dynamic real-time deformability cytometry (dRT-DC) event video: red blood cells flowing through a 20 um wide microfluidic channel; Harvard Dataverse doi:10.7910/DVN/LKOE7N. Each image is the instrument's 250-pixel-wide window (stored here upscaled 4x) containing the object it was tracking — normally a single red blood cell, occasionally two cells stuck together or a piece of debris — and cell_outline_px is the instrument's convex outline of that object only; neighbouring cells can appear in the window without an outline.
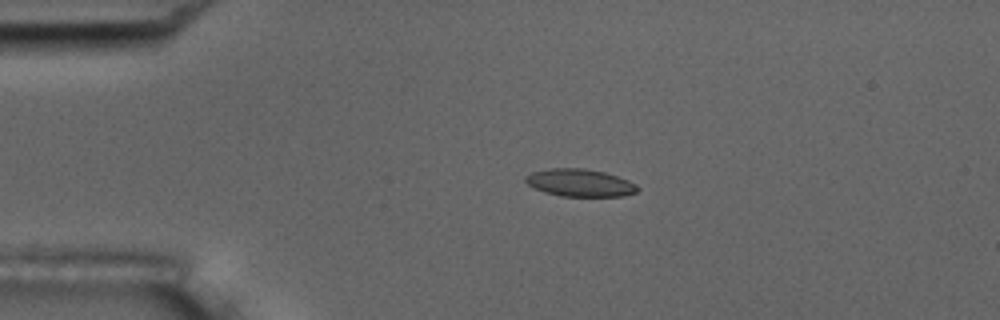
{"species": "common noctule bat (a hibernating species)", "species_latin": "Nyctalus noctula", "temperature_condition": "room temperature", "stored_images_in_passage": 6, "segment_of_instrument_passage": [1, 2], "camera_frame_rate_fps": 3000, "um_per_image_px": 0.085, "animal": {"sex": "male", "body_mass_g": 17.5, "forearm_length_mm": 52.3}, "frame": {"image": 1, "passage_image": 4, "time_ms": 3.333, "image_size_px": [1000, 320], "cell_outline_px": [[640, 188], [636, 192], [624, 196], [560, 196], [544, 192], [528, 184], [524, 180], [524, 176], [532, 172], [552, 168], [584, 168], [604, 172], [628, 180], [636, 184]], "centroid_in_image_um": [49.29, 15.54], "position_along_channel_um": 35.7, "area_um2": 17.92}}